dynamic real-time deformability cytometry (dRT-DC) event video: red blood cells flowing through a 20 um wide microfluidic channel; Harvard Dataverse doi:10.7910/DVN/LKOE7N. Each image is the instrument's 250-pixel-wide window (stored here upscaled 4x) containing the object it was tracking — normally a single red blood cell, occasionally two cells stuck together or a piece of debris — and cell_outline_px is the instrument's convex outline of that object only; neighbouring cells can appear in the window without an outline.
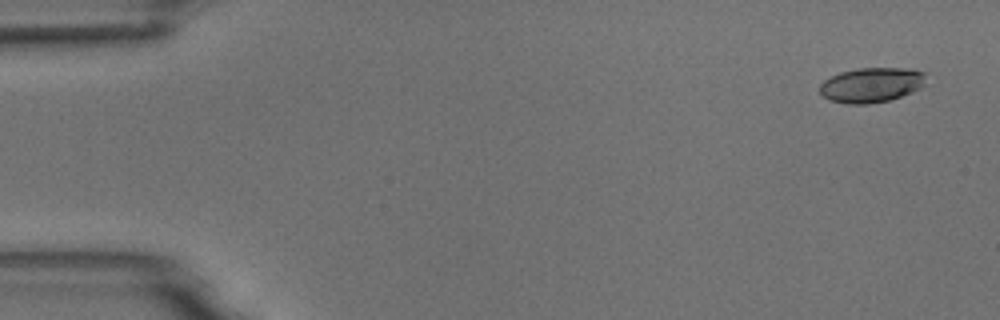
{"species": "common noctule bat (a hibernating species)", "species_latin": "Nyctalus noctula", "temperature_condition": "room temperature", "stored_images_in_passage": 6, "camera_frame_rate_fps": 3000, "um_per_image_px": 0.085, "animal": {"sex": "male", "body_mass_g": 18.8}, "frame": {"image": 1, "passage_image": 1, "time_ms": 0.0, "image_size_px": [1000, 320], "cell_outline_px": [[928, 72], [924, 84], [920, 88], [912, 92], [888, 100], [868, 104], [848, 104], [828, 100], [820, 92], [820, 84], [824, 80], [840, 72], [860, 68], [904, 68]], "centroid_in_image_um": [74.09, 7.21], "position_along_channel_um": 10.9, "area_um2": 21.62}}
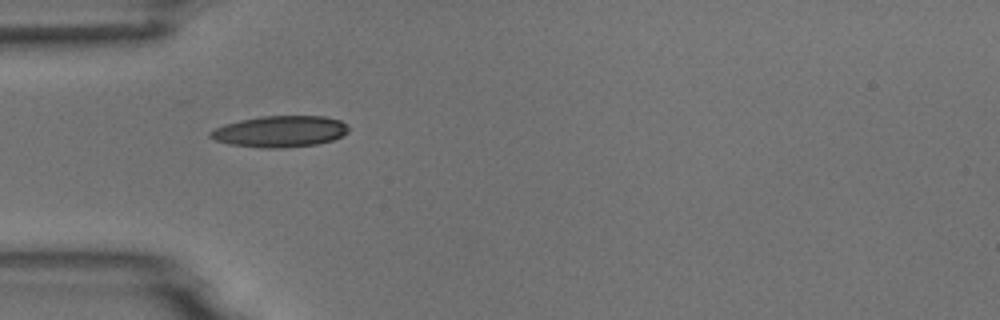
{"frame": {"image": 2, "passage_image": 5, "time_ms": 4.667, "image_size_px": [1000, 320], "cell_outline_px": [[348, 132], [332, 140], [316, 144], [284, 148], [264, 148], [228, 144], [216, 140], [208, 136], [208, 132], [224, 124], [240, 120], [260, 116], [324, 116], [340, 120], [348, 128]], "centroid_in_image_um": [23.77, 11.17], "position_along_channel_um": 61.2, "area_um2": 25.14}}